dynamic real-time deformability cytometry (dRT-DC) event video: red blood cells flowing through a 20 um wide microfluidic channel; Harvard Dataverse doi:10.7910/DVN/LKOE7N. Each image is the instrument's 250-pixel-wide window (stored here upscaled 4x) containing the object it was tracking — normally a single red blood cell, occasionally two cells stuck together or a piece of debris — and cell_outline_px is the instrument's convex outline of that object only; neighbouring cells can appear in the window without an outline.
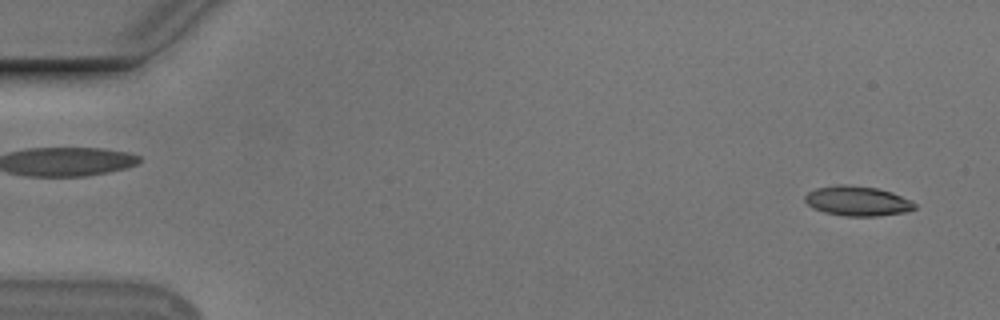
{"species": "Egyptian fruit bat (a non-hibernating species)", "species_latin": "Rousettus aegyptiacus", "temperature_condition": "cold", "stored_images_in_passage": 13, "camera_frame_rate_fps": 3000, "um_per_image_px": 0.085, "animal": {"sex": "male"}, "frame": {"image": 1, "passage_image": 1, "time_ms": 0.0, "image_size_px": [1000, 320], "cell_outline_px": [[916, 208], [904, 212], [876, 216], [844, 216], [824, 212], [812, 208], [804, 200], [804, 196], [808, 192], [816, 188], [836, 184], [844, 184], [876, 188], [892, 192], [916, 204]], "centroid_in_image_um": [72.83, 17.08], "position_along_channel_um": 12.2, "area_um2": 18.96}}
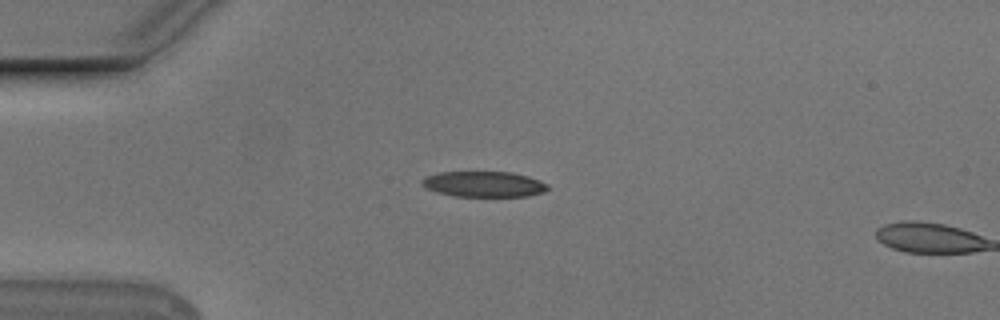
{"frame": {"image": 2, "passage_image": 12, "time_ms": 3.667, "image_size_px": [1000, 320], "cell_outline_px": [[548, 188], [544, 192], [528, 196], [456, 196], [436, 192], [424, 188], [420, 184], [420, 180], [424, 176], [440, 172], [512, 172], [528, 176], [540, 180], [548, 184]], "centroid_in_image_um": [41.09, 15.65], "position_along_channel_um": 43.9, "area_um2": 18.96}}